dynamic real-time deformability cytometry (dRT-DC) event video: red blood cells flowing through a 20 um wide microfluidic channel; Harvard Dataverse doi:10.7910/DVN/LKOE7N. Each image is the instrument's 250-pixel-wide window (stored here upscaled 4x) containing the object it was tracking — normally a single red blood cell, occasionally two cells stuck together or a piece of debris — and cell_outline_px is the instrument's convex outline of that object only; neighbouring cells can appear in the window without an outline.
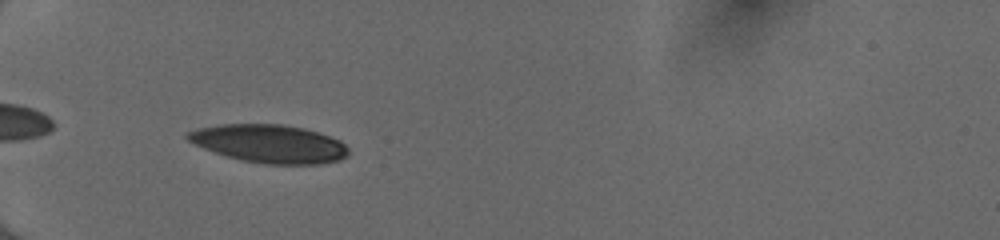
{"species": "human", "species_latin": "Homo sapiens", "temperature_condition": "cold", "stored_images_in_passage": 36, "camera_frame_rate_fps": 3000, "um_per_image_px": 0.085, "donor": {"sex": "female"}, "frame": {"image": 1, "passage_image": 2, "time_ms": 0.333, "image_size_px": [1000, 240], "cell_outline_px": [[348, 156], [340, 160], [320, 164], [264, 164], [240, 160], [204, 148], [188, 140], [184, 136], [188, 132], [196, 128], [220, 124], [280, 124], [304, 128], [340, 140], [348, 148]], "centroid_in_image_um": [22.9, 12.21], "position_along_channel_um": 62.1, "area_um2": 35.66}}
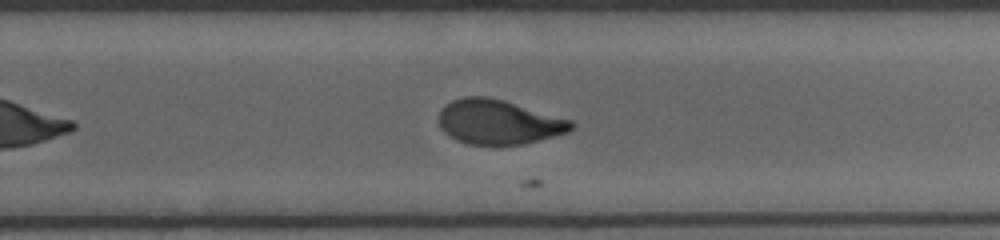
{"frame": {"image": 2, "passage_image": 20, "time_ms": 6.333, "image_size_px": [1000, 240], "cell_outline_px": [[576, 124], [568, 132], [540, 140], [524, 144], [492, 148], [468, 144], [456, 140], [444, 132], [440, 128], [440, 112], [444, 104], [452, 100], [464, 96], [488, 96], [504, 100], [572, 120]], "centroid_in_image_um": [42.37, 10.4], "position_along_channel_um": 287.4, "area_um2": 35.2}}
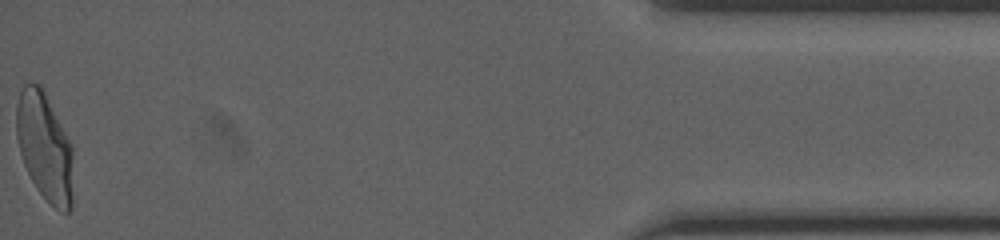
{"frame": {"image": 3, "passage_image": 36, "time_ms": 11.667, "image_size_px": [1000, 240], "cell_outline_px": [[72, 208], [68, 212], [60, 212], [36, 188], [24, 164], [20, 152], [16, 136], [16, 104], [20, 92], [24, 84], [40, 84], [72, 144]], "centroid_in_image_um": [3.79, 12.48], "position_along_channel_um": 431.4, "area_um2": 35.55}, "authors_computed_cell_mechanics": {"area_um2": 35.6626, "velocity_mm_per_s": 4.0266, "shape_relaxation_time_tau1_ms": 4.0579, "shape_relaxation_time_tau2_ms": 1.0493, "deformation_change_tau1": 0.1861, "deformation_change_tau2": 0.0575}}